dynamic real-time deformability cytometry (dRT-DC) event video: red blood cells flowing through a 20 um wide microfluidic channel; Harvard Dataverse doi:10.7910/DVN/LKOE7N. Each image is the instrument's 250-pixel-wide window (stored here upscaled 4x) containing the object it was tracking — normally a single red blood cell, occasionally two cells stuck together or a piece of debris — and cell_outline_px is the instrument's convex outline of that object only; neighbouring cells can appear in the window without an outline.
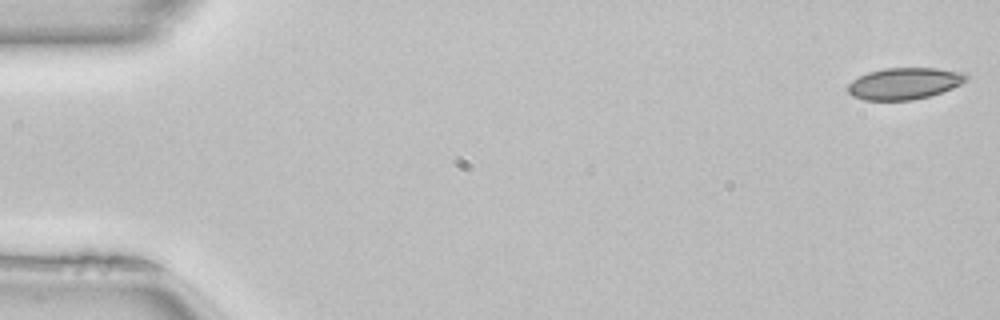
{"species": "common noctule bat (a hibernating species)", "species_latin": "Nyctalus noctula", "temperature_condition": "room temperature", "stored_images_in_passage": 50, "camera_frame_rate_fps": 3000, "um_per_image_px": 0.085, "animal": {"sex": "female", "body_mass_g": 22.7, "forearm_length_mm": 54.2}, "frame": {"image": 1, "passage_image": 1, "time_ms": 0.0, "image_size_px": [1000, 320], "cell_outline_px": [[968, 76], [960, 84], [952, 88], [928, 96], [912, 100], [864, 100], [852, 96], [848, 92], [848, 84], [852, 80], [868, 72], [884, 68], [936, 68], [968, 72]], "centroid_in_image_um": [76.86, 7.09], "position_along_channel_um": 8.1, "area_um2": 21.79}}
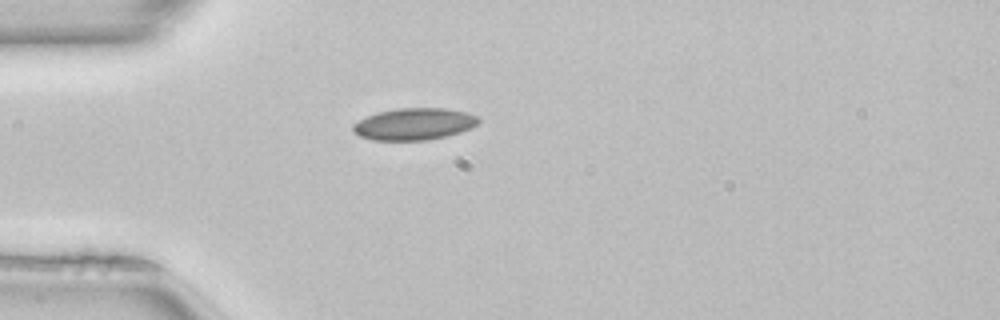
{"frame": {"image": 2, "passage_image": 14, "time_ms": 4.333, "image_size_px": [1000, 320], "cell_outline_px": [[480, 120], [472, 128], [448, 136], [424, 140], [372, 140], [360, 136], [352, 128], [352, 124], [376, 112], [396, 108], [444, 108], [468, 112], [476, 116]], "centroid_in_image_um": [35.22, 10.53], "position_along_channel_um": 49.8, "area_um2": 23.29}}
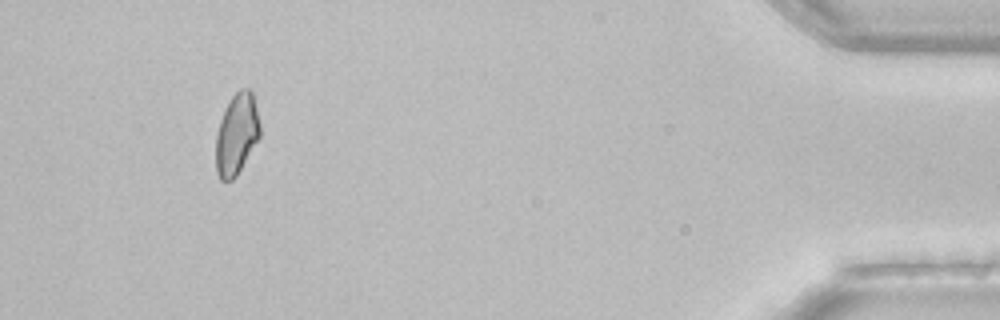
{"frame": {"image": 3, "passage_image": 47, "time_ms": 15.333, "image_size_px": [1000, 320], "cell_outline_px": [[260, 136], [236, 176], [232, 180], [220, 180], [216, 172], [216, 132], [220, 120], [232, 96], [240, 88], [248, 88], [252, 92], [260, 124]], "centroid_in_image_um": [20.11, 11.41], "position_along_channel_um": 415.1, "area_um2": 20.63}, "authors_computed_cell_mechanics": {"area_um2": 21.9062, "velocity_mm_per_s": 4.0647, "shape_relaxation_time_tau1_ms": 6.5285, "shape_relaxation_time_tau2_ms": 4.5023, "deformation_change_tau1": 0.1185, "deformation_change_tau2": 0.0932}}